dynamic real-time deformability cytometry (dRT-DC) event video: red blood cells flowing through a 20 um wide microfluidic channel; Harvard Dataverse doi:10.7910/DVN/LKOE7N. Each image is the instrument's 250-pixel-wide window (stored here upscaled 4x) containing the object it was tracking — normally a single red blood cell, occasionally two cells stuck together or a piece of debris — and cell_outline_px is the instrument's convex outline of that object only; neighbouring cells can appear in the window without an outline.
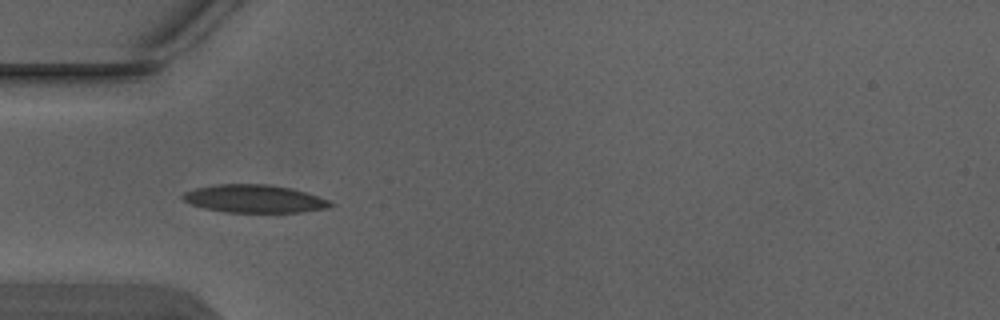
{"species": "Egyptian fruit bat (a non-hibernating species)", "species_latin": "Rousettus aegyptiacus", "temperature_condition": "warm", "stored_images_in_passage": 5, "camera_frame_rate_fps": 3000, "um_per_image_px": 0.085, "animal": {"sex": "male"}, "frame": {"image": 1, "passage_image": 4, "time_ms": 1.0, "image_size_px": [1000, 320], "cell_outline_px": [[336, 204], [328, 208], [276, 216], [224, 212], [204, 208], [192, 204], [184, 200], [180, 196], [184, 192], [196, 188], [216, 184], [268, 184], [288, 188], [304, 192], [328, 200]], "centroid_in_image_um": [21.65, 16.95], "position_along_channel_um": 63.4, "area_um2": 24.97}}
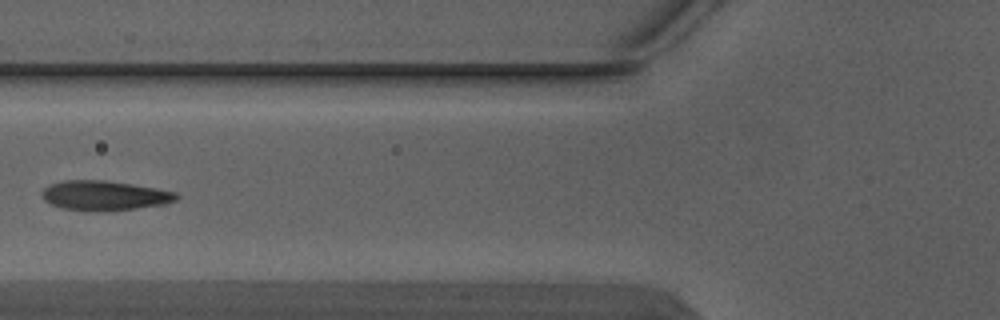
{"frame": {"image": 2, "passage_image": 5, "time_ms": 1.333, "image_size_px": [1000, 320], "cell_outline_px": [[180, 196], [176, 200], [164, 204], [112, 212], [96, 212], [60, 208], [44, 200], [40, 196], [40, 192], [48, 184], [64, 180], [104, 180], [132, 184], [156, 188], [176, 192]], "centroid_in_image_um": [8.85, 16.63], "position_along_channel_um": 117.0, "area_um2": 23.76}}